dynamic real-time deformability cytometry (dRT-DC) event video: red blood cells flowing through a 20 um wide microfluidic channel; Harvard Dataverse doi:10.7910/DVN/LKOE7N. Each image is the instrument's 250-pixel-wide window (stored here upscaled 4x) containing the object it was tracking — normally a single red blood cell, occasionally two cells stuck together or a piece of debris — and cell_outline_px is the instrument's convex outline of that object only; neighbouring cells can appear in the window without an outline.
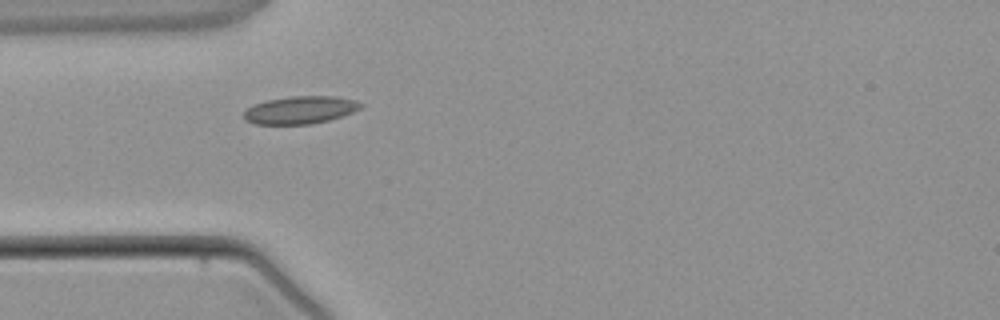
{"species": "common noctule bat (a hibernating species)", "species_latin": "Nyctalus noctula", "temperature_condition": "warm", "stored_images_in_passage": 1, "camera_frame_rate_fps": 3000, "um_per_image_px": 0.085, "animal": {"sex": "male", "body_mass_g": 21.5, "forearm_length_mm": 52.0}, "frame": {"image": 1, "passage_image": 1, "time_ms": 0.0, "image_size_px": [1000, 320], "cell_outline_px": [[364, 104], [360, 108], [352, 112], [328, 120], [312, 124], [252, 124], [244, 120], [244, 112], [248, 108], [256, 104], [268, 100], [292, 96], [336, 96], [356, 100]], "centroid_in_image_um": [25.52, 9.35], "position_along_channel_um": 59.5, "area_um2": 18.73}}